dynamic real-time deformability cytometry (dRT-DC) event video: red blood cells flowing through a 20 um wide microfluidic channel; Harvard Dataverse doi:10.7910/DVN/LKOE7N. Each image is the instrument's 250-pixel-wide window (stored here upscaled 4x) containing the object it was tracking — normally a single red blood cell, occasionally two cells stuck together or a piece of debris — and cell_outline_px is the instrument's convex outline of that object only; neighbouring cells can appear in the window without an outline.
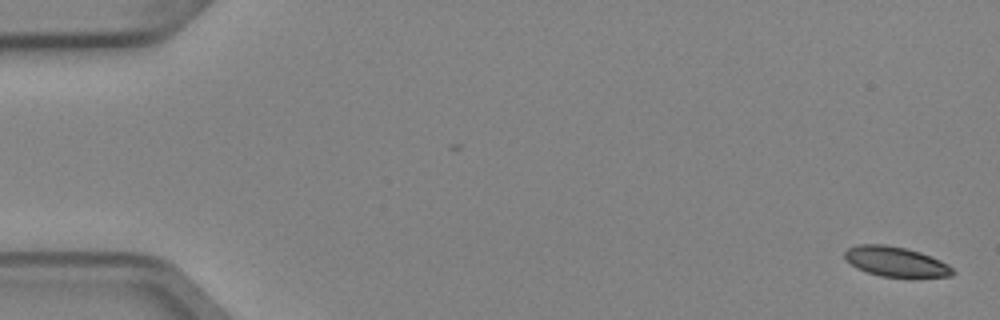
{"species": "Egyptian fruit bat (a non-hibernating species)", "species_latin": "Rousettus aegyptiacus", "temperature_condition": "cold", "stored_images_in_passage": 4, "camera_frame_rate_fps": 3000, "um_per_image_px": 0.085, "animal": {"sex": "female"}, "frame": {"image": 1, "passage_image": 1, "time_ms": 0.0, "image_size_px": [1000, 320], "cell_outline_px": [[956, 272], [952, 276], [912, 280], [880, 276], [856, 268], [844, 256], [844, 252], [848, 248], [856, 244], [884, 244], [904, 248], [920, 252], [940, 260], [948, 264]], "centroid_in_image_um": [76.21, 22.29], "position_along_channel_um": 8.8, "area_um2": 19.54}}
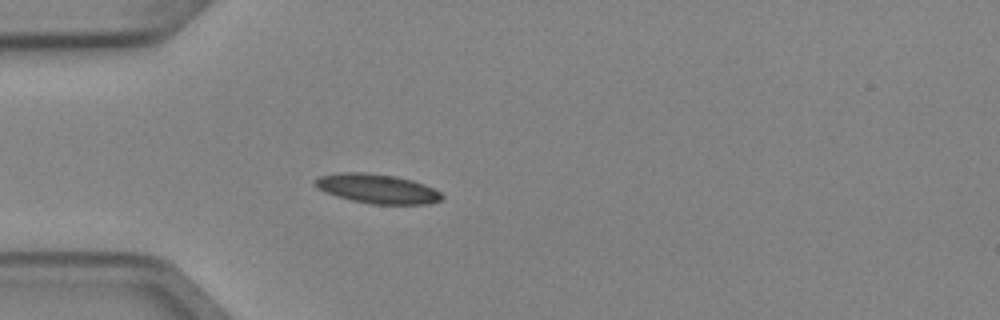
{"frame": {"image": 2, "passage_image": 4, "time_ms": 1.0, "image_size_px": [1000, 320], "cell_outline_px": [[444, 200], [428, 204], [372, 204], [352, 200], [336, 196], [312, 184], [312, 180], [320, 176], [336, 172], [364, 172], [396, 176], [412, 180], [424, 184], [440, 192], [444, 196]], "centroid_in_image_um": [32.08, 16.03], "position_along_channel_um": 52.9, "area_um2": 21.79}}